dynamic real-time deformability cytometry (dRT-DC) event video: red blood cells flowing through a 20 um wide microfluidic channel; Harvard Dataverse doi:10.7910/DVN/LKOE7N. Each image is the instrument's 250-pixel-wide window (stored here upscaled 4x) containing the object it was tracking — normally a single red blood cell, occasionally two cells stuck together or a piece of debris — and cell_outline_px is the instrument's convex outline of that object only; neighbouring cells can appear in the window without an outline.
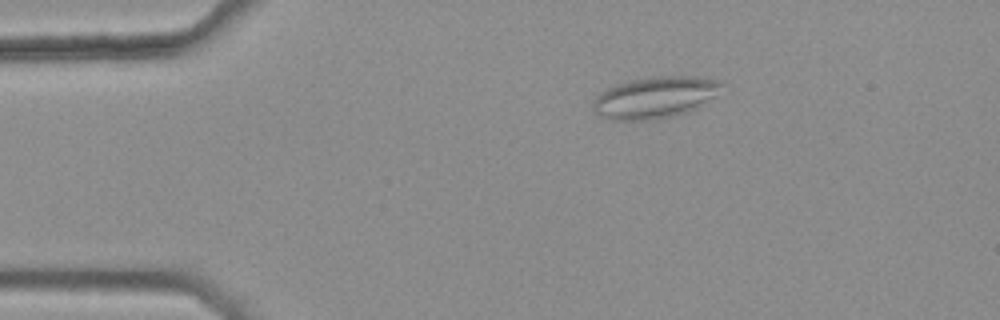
{"species": "common noctule bat (a hibernating species)", "species_latin": "Nyctalus noctula", "temperature_condition": "warm", "stored_images_in_passage": 39, "camera_frame_rate_fps": 3000, "um_per_image_px": 0.085, "animal": {"sex": "female", "body_mass_g": 25.1}, "frame": {"image": 1, "passage_image": 1, "time_ms": 0.0, "image_size_px": [1000, 320], "cell_outline_px": [[728, 84], [696, 108], [688, 112], [652, 120], [612, 120], [596, 112], [592, 108], [592, 100], [600, 92], [616, 84], [628, 80], [656, 76], [696, 76], [724, 80]], "centroid_in_image_um": [55.69, 8.25], "position_along_channel_um": 29.3, "area_um2": 31.27}}
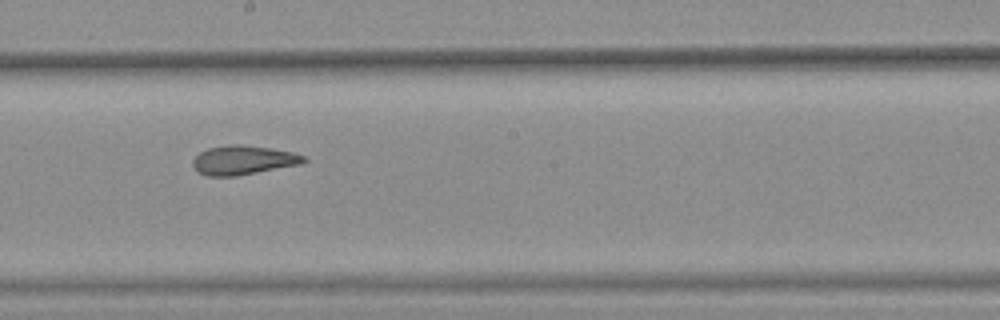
{"frame": {"image": 2, "passage_image": 21, "time_ms": 6.667, "image_size_px": [1000, 320], "cell_outline_px": [[308, 160], [300, 164], [236, 176], [208, 176], [200, 172], [192, 164], [192, 160], [200, 152], [208, 148], [228, 144], [240, 144], [268, 148], [292, 152], [308, 156]], "centroid_in_image_um": [20.69, 13.6], "position_along_channel_um": 227.5, "area_um2": 18.73}}
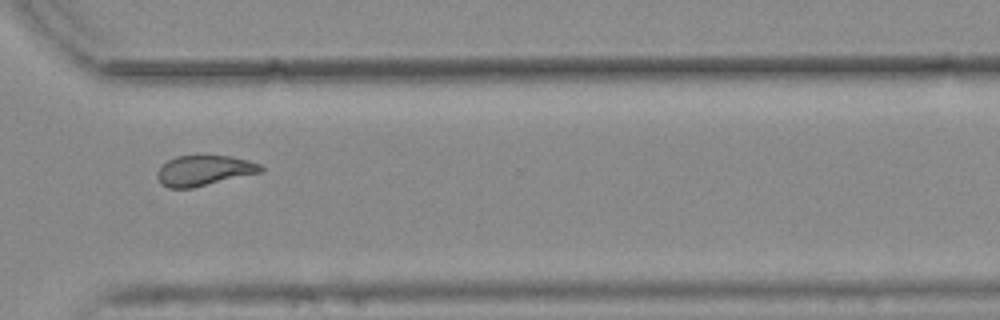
{"frame": {"image": 3, "passage_image": 31, "time_ms": 10.0, "image_size_px": [1000, 320], "cell_outline_px": [[264, 168], [260, 172], [192, 188], [168, 188], [160, 184], [156, 176], [156, 172], [168, 160], [176, 156], [232, 156], [248, 160], [260, 164]], "centroid_in_image_um": [17.31, 14.5], "position_along_channel_um": 353.3, "area_um2": 18.15}, "authors_computed_cell_mechanics": {"area_um2": 18.7272, "velocity_mm_per_s": 3.7631, "shape_relaxation_time_tau1_ms": null, "shape_relaxation_time_tau2_ms": 2.2545, "deformation_change_tau1": null, "deformation_change_tau2": 0.0867}}